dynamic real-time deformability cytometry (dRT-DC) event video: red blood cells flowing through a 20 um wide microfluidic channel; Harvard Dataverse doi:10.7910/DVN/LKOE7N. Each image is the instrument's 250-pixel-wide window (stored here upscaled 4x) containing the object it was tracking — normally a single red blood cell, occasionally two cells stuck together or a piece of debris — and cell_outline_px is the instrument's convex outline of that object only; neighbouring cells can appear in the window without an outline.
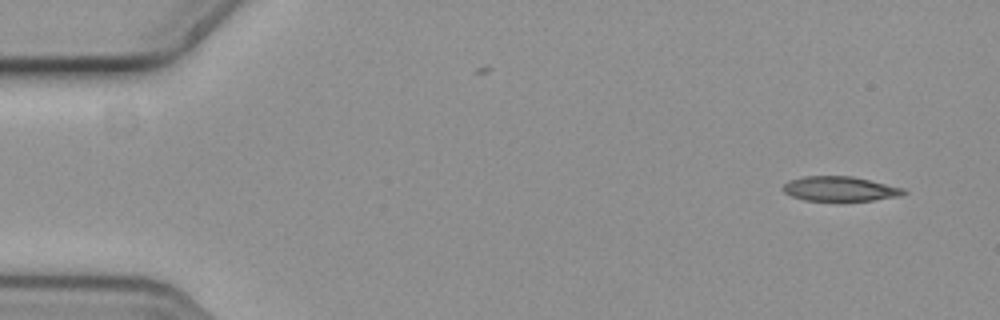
{"species": "common noctule bat (a hibernating species)", "species_latin": "Nyctalus noctula", "temperature_condition": "cold", "stored_images_in_passage": 4, "camera_frame_rate_fps": 3000, "um_per_image_px": 0.085, "animal": {"sex": "female", "body_mass_g": 19.3, "forearm_length_mm": 54.1}, "frame": {"image": 1, "passage_image": 1, "time_ms": 0.0, "image_size_px": [1000, 320], "cell_outline_px": [[908, 192], [900, 196], [872, 200], [804, 200], [792, 196], [784, 192], [780, 188], [788, 180], [804, 176], [852, 176], [904, 188]], "centroid_in_image_um": [71.37, 16.04], "position_along_channel_um": 13.6, "area_um2": 17.28}}
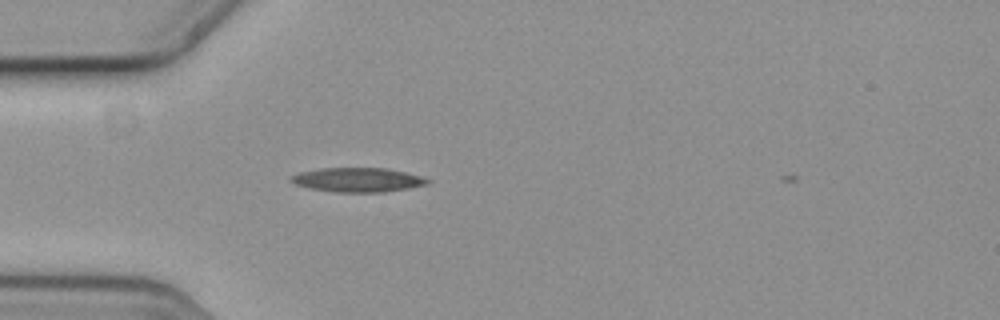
{"frame": {"image": 2, "passage_image": 4, "time_ms": 1.0, "image_size_px": [1000, 320], "cell_outline_px": [[432, 180], [428, 184], [408, 188], [384, 192], [336, 192], [312, 188], [296, 184], [288, 180], [288, 176], [300, 172], [320, 168], [388, 168], [420, 176]], "centroid_in_image_um": [30.4, 15.28], "position_along_channel_um": 54.6, "area_um2": 19.25}}